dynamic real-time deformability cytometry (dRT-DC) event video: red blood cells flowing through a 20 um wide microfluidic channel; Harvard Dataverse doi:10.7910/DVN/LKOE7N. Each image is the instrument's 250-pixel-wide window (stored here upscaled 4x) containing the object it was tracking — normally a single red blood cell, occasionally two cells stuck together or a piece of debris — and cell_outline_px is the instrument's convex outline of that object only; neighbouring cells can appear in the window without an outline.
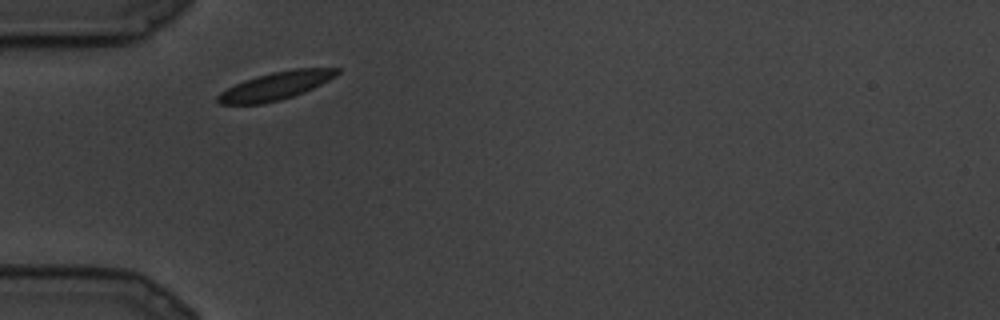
{"species": "common noctule bat (a hibernating species)", "species_latin": "Nyctalus noctula", "temperature_condition": "cold", "stored_images_in_passage": 8, "camera_frame_rate_fps": 3000, "um_per_image_px": 0.085, "animal": {"sex": "male", "body_mass_g": 19.5, "forearm_length_mm": 54.6}, "frame": {"image": 1, "passage_image": 1, "time_ms": 0.0, "image_size_px": [1000, 320], "cell_outline_px": [[340, 72], [336, 76], [304, 92], [280, 100], [260, 104], [220, 104], [216, 100], [216, 96], [220, 92], [244, 80], [256, 76], [272, 72], [296, 68], [340, 68]], "centroid_in_image_um": [23.43, 7.29], "position_along_channel_um": 61.6, "area_um2": 19.25}}
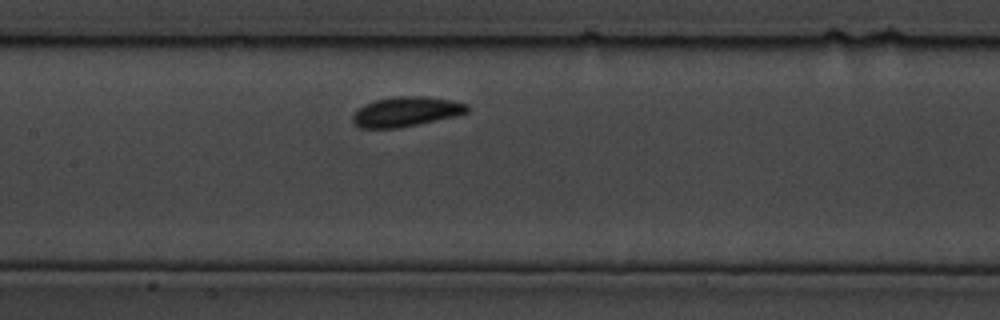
{"frame": {"image": 2, "passage_image": 6, "time_ms": 1.667, "image_size_px": [1000, 320], "cell_outline_px": [[468, 112], [456, 116], [400, 128], [360, 128], [352, 120], [352, 116], [364, 104], [376, 100], [396, 96], [424, 96], [452, 100], [468, 104]], "centroid_in_image_um": [34.54, 9.49], "position_along_channel_um": 172.9, "area_um2": 19.83}}
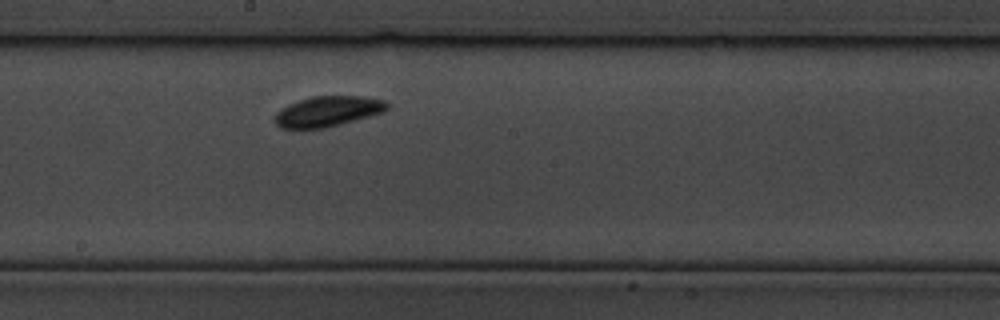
{"frame": {"image": 3, "passage_image": 8, "time_ms": 2.333, "image_size_px": [1000, 320], "cell_outline_px": [[388, 108], [384, 112], [340, 124], [324, 128], [280, 128], [276, 124], [276, 112], [280, 108], [288, 104], [312, 96], [360, 96], [384, 100], [388, 104]], "centroid_in_image_um": [27.85, 9.46], "position_along_channel_um": 220.3, "area_um2": 19.71}}